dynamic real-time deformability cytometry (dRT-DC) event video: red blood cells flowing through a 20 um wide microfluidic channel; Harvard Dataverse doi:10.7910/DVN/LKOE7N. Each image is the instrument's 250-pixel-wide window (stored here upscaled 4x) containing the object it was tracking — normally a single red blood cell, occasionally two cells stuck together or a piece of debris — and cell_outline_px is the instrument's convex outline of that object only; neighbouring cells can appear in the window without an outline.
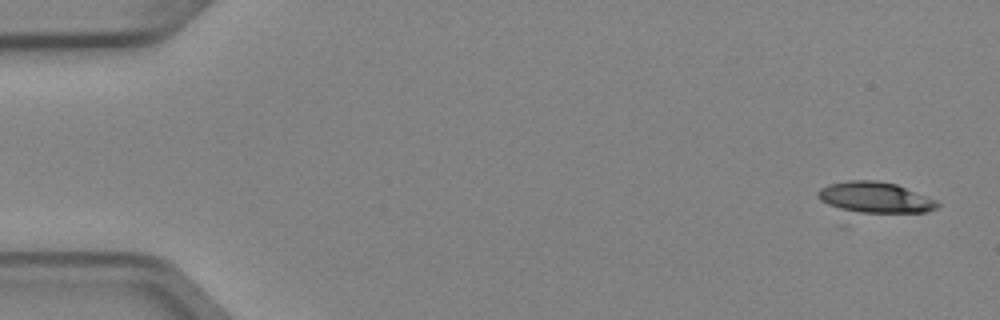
{"species": "Egyptian fruit bat (a non-hibernating species)", "species_latin": "Rousettus aegyptiacus", "temperature_condition": "cold", "stored_images_in_passage": 4, "camera_frame_rate_fps": 3000, "um_per_image_px": 0.085, "animal": {"sex": "female"}, "frame": {"image": 1, "passage_image": 1, "time_ms": 0.0, "image_size_px": [1000, 320], "cell_outline_px": [[940, 204], [936, 208], [928, 212], [848, 212], [828, 204], [820, 200], [816, 196], [816, 192], [820, 188], [828, 184], [848, 180], [876, 180], [896, 184], [936, 200]], "centroid_in_image_um": [74.33, 16.78], "position_along_channel_um": 10.7, "area_um2": 21.5}}